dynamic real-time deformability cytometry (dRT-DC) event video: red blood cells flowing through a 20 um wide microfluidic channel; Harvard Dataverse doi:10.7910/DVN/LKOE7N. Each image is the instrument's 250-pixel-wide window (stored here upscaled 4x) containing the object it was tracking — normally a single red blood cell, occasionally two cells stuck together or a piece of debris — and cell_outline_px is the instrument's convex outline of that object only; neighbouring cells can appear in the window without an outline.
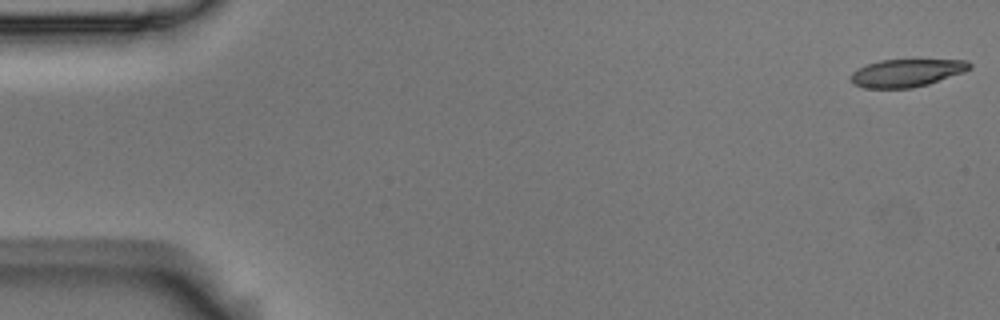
{"species": "Egyptian fruit bat (a non-hibernating species)", "species_latin": "Rousettus aegyptiacus", "temperature_condition": "room temperature", "stored_images_in_passage": 6, "camera_frame_rate_fps": 3000, "um_per_image_px": 0.085, "animal": {"sex": "male"}, "frame": {"image": 1, "passage_image": 1, "time_ms": 0.0, "image_size_px": [1000, 320], "cell_outline_px": [[972, 68], [964, 72], [928, 84], [912, 88], [864, 88], [852, 84], [852, 72], [868, 64], [880, 60], [968, 60], [972, 64]], "centroid_in_image_um": [77.09, 6.2], "position_along_channel_um": 7.9, "area_um2": 19.07}}